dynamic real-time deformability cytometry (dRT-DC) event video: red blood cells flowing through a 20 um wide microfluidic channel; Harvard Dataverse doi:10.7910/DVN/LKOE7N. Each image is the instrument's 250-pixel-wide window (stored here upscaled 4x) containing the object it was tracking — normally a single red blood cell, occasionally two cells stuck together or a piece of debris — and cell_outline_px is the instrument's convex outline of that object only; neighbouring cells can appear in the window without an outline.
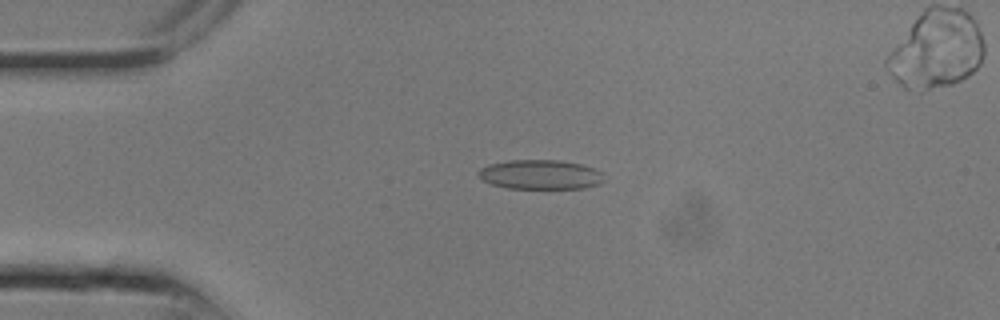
{"species": "common noctule bat (a hibernating species)", "species_latin": "Nyctalus noctula", "temperature_condition": "room temperature", "stored_images_in_passage": 9, "camera_frame_rate_fps": 3000, "um_per_image_px": 0.085, "animal": {"sex": "male", "body_mass_g": 13.3}, "frame": {"image": 1, "passage_image": 6, "time_ms": 1.667, "image_size_px": [1000, 320], "cell_outline_px": [[604, 180], [600, 184], [584, 188], [508, 188], [492, 184], [484, 180], [476, 172], [480, 168], [488, 164], [508, 160], [560, 160], [580, 164], [604, 172]], "centroid_in_image_um": [45.95, 14.83], "position_along_channel_um": 39.1, "area_um2": 21.62}}
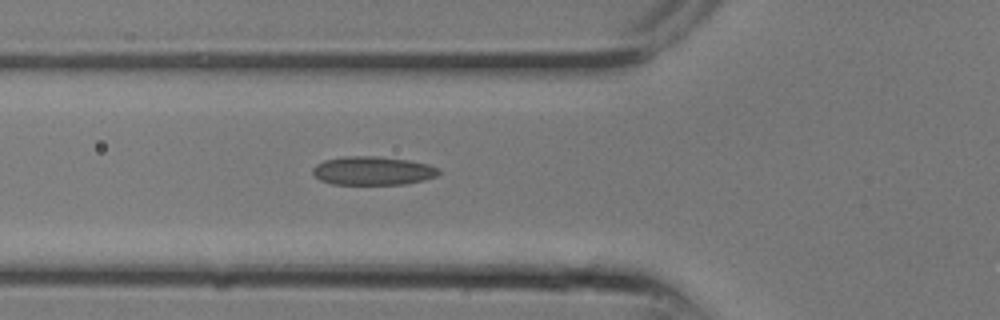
{"frame": {"image": 2, "passage_image": 9, "time_ms": 2.667, "image_size_px": [1000, 320], "cell_outline_px": [[440, 172], [436, 176], [424, 180], [404, 184], [332, 184], [320, 180], [312, 172], [312, 168], [316, 164], [324, 160], [340, 156], [380, 156], [408, 160], [428, 164], [440, 168]], "centroid_in_image_um": [31.68, 14.5], "position_along_channel_um": 94.1, "area_um2": 21.15}}